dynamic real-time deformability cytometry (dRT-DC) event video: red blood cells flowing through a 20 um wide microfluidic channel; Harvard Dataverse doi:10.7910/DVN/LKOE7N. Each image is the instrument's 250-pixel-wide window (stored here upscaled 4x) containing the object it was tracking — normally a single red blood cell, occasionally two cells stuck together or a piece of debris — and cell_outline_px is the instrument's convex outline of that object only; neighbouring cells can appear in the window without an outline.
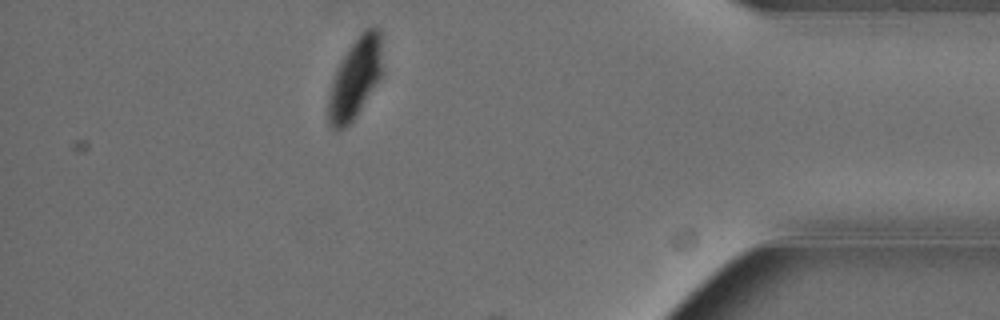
{"species": "Egyptian fruit bat (a non-hibernating species)", "species_latin": "Rousettus aegyptiacus", "temperature_condition": "cold", "stored_images_in_passage": 55, "segment_of_instrument_passage": [2, 2], "camera_frame_rate_fps": 3000, "um_per_image_px": 0.085, "animal": {"sex": "female"}, "frame": {"image": 1, "passage_image": 49, "time_ms": 16.0, "image_size_px": [1000, 320], "cell_outline_px": [[384, 36], [380, 80], [352, 120], [344, 128], [336, 132], [328, 124], [328, 96], [332, 80], [344, 56], [360, 32], [364, 28], [380, 28]], "centroid_in_image_um": [30.22, 6.62], "position_along_channel_um": 405.0, "area_um2": 25.43}}